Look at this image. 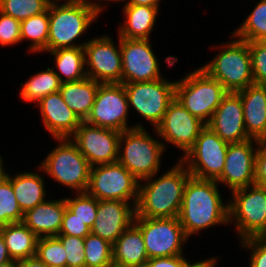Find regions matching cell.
Returning a JSON list of instances; mask_svg holds the SVG:
<instances>
[{"label":"cell","mask_w":266,"mask_h":267,"mask_svg":"<svg viewBox=\"0 0 266 267\" xmlns=\"http://www.w3.org/2000/svg\"><path fill=\"white\" fill-rule=\"evenodd\" d=\"M207 126L228 144L251 139L245 129L243 106L237 93L228 92Z\"/></svg>","instance_id":"obj_19"},{"label":"cell","mask_w":266,"mask_h":267,"mask_svg":"<svg viewBox=\"0 0 266 267\" xmlns=\"http://www.w3.org/2000/svg\"><path fill=\"white\" fill-rule=\"evenodd\" d=\"M159 2L160 0H129L125 5L152 6L159 8Z\"/></svg>","instance_id":"obj_47"},{"label":"cell","mask_w":266,"mask_h":267,"mask_svg":"<svg viewBox=\"0 0 266 267\" xmlns=\"http://www.w3.org/2000/svg\"><path fill=\"white\" fill-rule=\"evenodd\" d=\"M2 162H3V159L0 156V181L7 176V173L3 168V165H2L3 163Z\"/></svg>","instance_id":"obj_50"},{"label":"cell","mask_w":266,"mask_h":267,"mask_svg":"<svg viewBox=\"0 0 266 267\" xmlns=\"http://www.w3.org/2000/svg\"><path fill=\"white\" fill-rule=\"evenodd\" d=\"M159 8L152 6L124 5L126 21L119 27L118 37L127 39H149L155 25Z\"/></svg>","instance_id":"obj_26"},{"label":"cell","mask_w":266,"mask_h":267,"mask_svg":"<svg viewBox=\"0 0 266 267\" xmlns=\"http://www.w3.org/2000/svg\"><path fill=\"white\" fill-rule=\"evenodd\" d=\"M60 143L40 164L39 169L62 185L86 192L91 166L72 138H56Z\"/></svg>","instance_id":"obj_7"},{"label":"cell","mask_w":266,"mask_h":267,"mask_svg":"<svg viewBox=\"0 0 266 267\" xmlns=\"http://www.w3.org/2000/svg\"><path fill=\"white\" fill-rule=\"evenodd\" d=\"M110 36L86 41L84 45L85 65L90 67L86 75L101 84L122 83V57Z\"/></svg>","instance_id":"obj_15"},{"label":"cell","mask_w":266,"mask_h":267,"mask_svg":"<svg viewBox=\"0 0 266 267\" xmlns=\"http://www.w3.org/2000/svg\"><path fill=\"white\" fill-rule=\"evenodd\" d=\"M66 207L65 198L45 201L26 211L22 222L39 238L57 236Z\"/></svg>","instance_id":"obj_23"},{"label":"cell","mask_w":266,"mask_h":267,"mask_svg":"<svg viewBox=\"0 0 266 267\" xmlns=\"http://www.w3.org/2000/svg\"><path fill=\"white\" fill-rule=\"evenodd\" d=\"M51 0H0V11L20 22L44 13Z\"/></svg>","instance_id":"obj_34"},{"label":"cell","mask_w":266,"mask_h":267,"mask_svg":"<svg viewBox=\"0 0 266 267\" xmlns=\"http://www.w3.org/2000/svg\"><path fill=\"white\" fill-rule=\"evenodd\" d=\"M129 109L125 87L122 83L100 84L91 112L85 122L119 132L143 128L140 124L133 127L127 125Z\"/></svg>","instance_id":"obj_13"},{"label":"cell","mask_w":266,"mask_h":267,"mask_svg":"<svg viewBox=\"0 0 266 267\" xmlns=\"http://www.w3.org/2000/svg\"><path fill=\"white\" fill-rule=\"evenodd\" d=\"M56 237L65 248L66 267H85L84 238L71 235Z\"/></svg>","instance_id":"obj_38"},{"label":"cell","mask_w":266,"mask_h":267,"mask_svg":"<svg viewBox=\"0 0 266 267\" xmlns=\"http://www.w3.org/2000/svg\"><path fill=\"white\" fill-rule=\"evenodd\" d=\"M139 180L118 161L97 165L90 169L89 185L86 192L98 200H122L136 206Z\"/></svg>","instance_id":"obj_9"},{"label":"cell","mask_w":266,"mask_h":267,"mask_svg":"<svg viewBox=\"0 0 266 267\" xmlns=\"http://www.w3.org/2000/svg\"><path fill=\"white\" fill-rule=\"evenodd\" d=\"M122 200H98L97 216L91 233L100 236L112 245L133 223L135 207Z\"/></svg>","instance_id":"obj_20"},{"label":"cell","mask_w":266,"mask_h":267,"mask_svg":"<svg viewBox=\"0 0 266 267\" xmlns=\"http://www.w3.org/2000/svg\"><path fill=\"white\" fill-rule=\"evenodd\" d=\"M104 1H109V0H104ZM110 1H114L115 2V1H123V0H110Z\"/></svg>","instance_id":"obj_52"},{"label":"cell","mask_w":266,"mask_h":267,"mask_svg":"<svg viewBox=\"0 0 266 267\" xmlns=\"http://www.w3.org/2000/svg\"><path fill=\"white\" fill-rule=\"evenodd\" d=\"M49 37L48 9L39 15L32 16L21 21V41L30 39L32 41L29 51L44 52Z\"/></svg>","instance_id":"obj_31"},{"label":"cell","mask_w":266,"mask_h":267,"mask_svg":"<svg viewBox=\"0 0 266 267\" xmlns=\"http://www.w3.org/2000/svg\"><path fill=\"white\" fill-rule=\"evenodd\" d=\"M232 194L233 200L228 201L229 223L235 222L241 240L266 236V188L253 184Z\"/></svg>","instance_id":"obj_8"},{"label":"cell","mask_w":266,"mask_h":267,"mask_svg":"<svg viewBox=\"0 0 266 267\" xmlns=\"http://www.w3.org/2000/svg\"><path fill=\"white\" fill-rule=\"evenodd\" d=\"M175 82L160 78L153 81L123 84L128 107H132L154 128L163 120L170 103L175 99Z\"/></svg>","instance_id":"obj_11"},{"label":"cell","mask_w":266,"mask_h":267,"mask_svg":"<svg viewBox=\"0 0 266 267\" xmlns=\"http://www.w3.org/2000/svg\"><path fill=\"white\" fill-rule=\"evenodd\" d=\"M223 45L221 47H226L201 69L222 84L228 92L236 93L253 85L248 42L238 38Z\"/></svg>","instance_id":"obj_6"},{"label":"cell","mask_w":266,"mask_h":267,"mask_svg":"<svg viewBox=\"0 0 266 267\" xmlns=\"http://www.w3.org/2000/svg\"><path fill=\"white\" fill-rule=\"evenodd\" d=\"M0 267H18V261L17 260H11V261L6 262L4 264H0Z\"/></svg>","instance_id":"obj_49"},{"label":"cell","mask_w":266,"mask_h":267,"mask_svg":"<svg viewBox=\"0 0 266 267\" xmlns=\"http://www.w3.org/2000/svg\"><path fill=\"white\" fill-rule=\"evenodd\" d=\"M85 267H113L112 244L90 233L84 238Z\"/></svg>","instance_id":"obj_33"},{"label":"cell","mask_w":266,"mask_h":267,"mask_svg":"<svg viewBox=\"0 0 266 267\" xmlns=\"http://www.w3.org/2000/svg\"><path fill=\"white\" fill-rule=\"evenodd\" d=\"M216 258H208L207 260H202L195 263H189L186 267H215L216 265Z\"/></svg>","instance_id":"obj_48"},{"label":"cell","mask_w":266,"mask_h":267,"mask_svg":"<svg viewBox=\"0 0 266 267\" xmlns=\"http://www.w3.org/2000/svg\"><path fill=\"white\" fill-rule=\"evenodd\" d=\"M254 84L266 85V47L260 41L248 42Z\"/></svg>","instance_id":"obj_39"},{"label":"cell","mask_w":266,"mask_h":267,"mask_svg":"<svg viewBox=\"0 0 266 267\" xmlns=\"http://www.w3.org/2000/svg\"><path fill=\"white\" fill-rule=\"evenodd\" d=\"M266 36V0H260L232 37L246 42L260 41Z\"/></svg>","instance_id":"obj_32"},{"label":"cell","mask_w":266,"mask_h":267,"mask_svg":"<svg viewBox=\"0 0 266 267\" xmlns=\"http://www.w3.org/2000/svg\"><path fill=\"white\" fill-rule=\"evenodd\" d=\"M36 256L47 267H66L65 248L56 236L40 237L37 241Z\"/></svg>","instance_id":"obj_36"},{"label":"cell","mask_w":266,"mask_h":267,"mask_svg":"<svg viewBox=\"0 0 266 267\" xmlns=\"http://www.w3.org/2000/svg\"><path fill=\"white\" fill-rule=\"evenodd\" d=\"M260 141L249 139L240 143L228 145L225 164L221 176L216 182L227 184L231 191L254 184V160L257 147H252Z\"/></svg>","instance_id":"obj_18"},{"label":"cell","mask_w":266,"mask_h":267,"mask_svg":"<svg viewBox=\"0 0 266 267\" xmlns=\"http://www.w3.org/2000/svg\"><path fill=\"white\" fill-rule=\"evenodd\" d=\"M180 80L175 83V98L207 125L228 91L201 68Z\"/></svg>","instance_id":"obj_4"},{"label":"cell","mask_w":266,"mask_h":267,"mask_svg":"<svg viewBox=\"0 0 266 267\" xmlns=\"http://www.w3.org/2000/svg\"><path fill=\"white\" fill-rule=\"evenodd\" d=\"M113 266L144 267L149 260L141 230L132 223L112 245Z\"/></svg>","instance_id":"obj_24"},{"label":"cell","mask_w":266,"mask_h":267,"mask_svg":"<svg viewBox=\"0 0 266 267\" xmlns=\"http://www.w3.org/2000/svg\"><path fill=\"white\" fill-rule=\"evenodd\" d=\"M7 251L12 260H22L36 255L39 239L23 222L0 226Z\"/></svg>","instance_id":"obj_28"},{"label":"cell","mask_w":266,"mask_h":267,"mask_svg":"<svg viewBox=\"0 0 266 267\" xmlns=\"http://www.w3.org/2000/svg\"><path fill=\"white\" fill-rule=\"evenodd\" d=\"M123 144L125 146L121 148ZM118 149V162L139 181H143L159 172L165 145L152 138L143 127L121 132Z\"/></svg>","instance_id":"obj_5"},{"label":"cell","mask_w":266,"mask_h":267,"mask_svg":"<svg viewBox=\"0 0 266 267\" xmlns=\"http://www.w3.org/2000/svg\"><path fill=\"white\" fill-rule=\"evenodd\" d=\"M228 145L206 125L180 160L191 176L216 181L223 172Z\"/></svg>","instance_id":"obj_10"},{"label":"cell","mask_w":266,"mask_h":267,"mask_svg":"<svg viewBox=\"0 0 266 267\" xmlns=\"http://www.w3.org/2000/svg\"><path fill=\"white\" fill-rule=\"evenodd\" d=\"M55 57L58 71L56 75L62 83L83 80L87 77L85 69L84 47L58 49L50 52ZM64 76L63 79L61 76Z\"/></svg>","instance_id":"obj_29"},{"label":"cell","mask_w":266,"mask_h":267,"mask_svg":"<svg viewBox=\"0 0 266 267\" xmlns=\"http://www.w3.org/2000/svg\"><path fill=\"white\" fill-rule=\"evenodd\" d=\"M178 220L187 238L210 226L228 224V204H223L218 183L190 176L184 188Z\"/></svg>","instance_id":"obj_1"},{"label":"cell","mask_w":266,"mask_h":267,"mask_svg":"<svg viewBox=\"0 0 266 267\" xmlns=\"http://www.w3.org/2000/svg\"><path fill=\"white\" fill-rule=\"evenodd\" d=\"M21 41V22L0 11V44L14 45Z\"/></svg>","instance_id":"obj_40"},{"label":"cell","mask_w":266,"mask_h":267,"mask_svg":"<svg viewBox=\"0 0 266 267\" xmlns=\"http://www.w3.org/2000/svg\"><path fill=\"white\" fill-rule=\"evenodd\" d=\"M100 84L86 77L83 80L62 83L59 92L67 106L81 121H85L91 112Z\"/></svg>","instance_id":"obj_25"},{"label":"cell","mask_w":266,"mask_h":267,"mask_svg":"<svg viewBox=\"0 0 266 267\" xmlns=\"http://www.w3.org/2000/svg\"><path fill=\"white\" fill-rule=\"evenodd\" d=\"M20 91V97L27 102L38 103L43 97L51 93L58 92L62 82L56 75L54 68L47 67L46 71H41L29 78Z\"/></svg>","instance_id":"obj_30"},{"label":"cell","mask_w":266,"mask_h":267,"mask_svg":"<svg viewBox=\"0 0 266 267\" xmlns=\"http://www.w3.org/2000/svg\"><path fill=\"white\" fill-rule=\"evenodd\" d=\"M11 257L9 256V253L7 251V246L5 244V241L0 234V264H4L6 262L11 261Z\"/></svg>","instance_id":"obj_46"},{"label":"cell","mask_w":266,"mask_h":267,"mask_svg":"<svg viewBox=\"0 0 266 267\" xmlns=\"http://www.w3.org/2000/svg\"><path fill=\"white\" fill-rule=\"evenodd\" d=\"M90 233L91 228L66 207L62 226L58 235H71L85 238Z\"/></svg>","instance_id":"obj_41"},{"label":"cell","mask_w":266,"mask_h":267,"mask_svg":"<svg viewBox=\"0 0 266 267\" xmlns=\"http://www.w3.org/2000/svg\"><path fill=\"white\" fill-rule=\"evenodd\" d=\"M242 102L247 135L260 142L266 141V85L253 84L236 92Z\"/></svg>","instance_id":"obj_22"},{"label":"cell","mask_w":266,"mask_h":267,"mask_svg":"<svg viewBox=\"0 0 266 267\" xmlns=\"http://www.w3.org/2000/svg\"><path fill=\"white\" fill-rule=\"evenodd\" d=\"M76 198H65L67 208L72 211L77 218L92 228L97 216L98 199L87 192H77Z\"/></svg>","instance_id":"obj_37"},{"label":"cell","mask_w":266,"mask_h":267,"mask_svg":"<svg viewBox=\"0 0 266 267\" xmlns=\"http://www.w3.org/2000/svg\"><path fill=\"white\" fill-rule=\"evenodd\" d=\"M254 160V184L266 188V141L257 144Z\"/></svg>","instance_id":"obj_43"},{"label":"cell","mask_w":266,"mask_h":267,"mask_svg":"<svg viewBox=\"0 0 266 267\" xmlns=\"http://www.w3.org/2000/svg\"><path fill=\"white\" fill-rule=\"evenodd\" d=\"M243 249L251 248L249 267H266V236H256L241 240Z\"/></svg>","instance_id":"obj_42"},{"label":"cell","mask_w":266,"mask_h":267,"mask_svg":"<svg viewBox=\"0 0 266 267\" xmlns=\"http://www.w3.org/2000/svg\"><path fill=\"white\" fill-rule=\"evenodd\" d=\"M204 122L193 116L175 98L168 106L162 122L155 128L156 133L167 143L183 150L185 155L195 144Z\"/></svg>","instance_id":"obj_17"},{"label":"cell","mask_w":266,"mask_h":267,"mask_svg":"<svg viewBox=\"0 0 266 267\" xmlns=\"http://www.w3.org/2000/svg\"><path fill=\"white\" fill-rule=\"evenodd\" d=\"M18 267H47L36 255L18 261Z\"/></svg>","instance_id":"obj_45"},{"label":"cell","mask_w":266,"mask_h":267,"mask_svg":"<svg viewBox=\"0 0 266 267\" xmlns=\"http://www.w3.org/2000/svg\"><path fill=\"white\" fill-rule=\"evenodd\" d=\"M190 262L184 255L156 257L149 259L144 267H186Z\"/></svg>","instance_id":"obj_44"},{"label":"cell","mask_w":266,"mask_h":267,"mask_svg":"<svg viewBox=\"0 0 266 267\" xmlns=\"http://www.w3.org/2000/svg\"><path fill=\"white\" fill-rule=\"evenodd\" d=\"M43 124L56 138H71L82 122L64 102L60 92L43 97L38 102Z\"/></svg>","instance_id":"obj_21"},{"label":"cell","mask_w":266,"mask_h":267,"mask_svg":"<svg viewBox=\"0 0 266 267\" xmlns=\"http://www.w3.org/2000/svg\"><path fill=\"white\" fill-rule=\"evenodd\" d=\"M190 176L187 167L179 159L178 164L162 176L155 180L152 179L153 177L144 179L147 183L139 184L135 217H178L184 188Z\"/></svg>","instance_id":"obj_2"},{"label":"cell","mask_w":266,"mask_h":267,"mask_svg":"<svg viewBox=\"0 0 266 267\" xmlns=\"http://www.w3.org/2000/svg\"><path fill=\"white\" fill-rule=\"evenodd\" d=\"M149 39L119 38L122 57V84L162 78Z\"/></svg>","instance_id":"obj_16"},{"label":"cell","mask_w":266,"mask_h":267,"mask_svg":"<svg viewBox=\"0 0 266 267\" xmlns=\"http://www.w3.org/2000/svg\"><path fill=\"white\" fill-rule=\"evenodd\" d=\"M260 42L266 47V36L261 39Z\"/></svg>","instance_id":"obj_51"},{"label":"cell","mask_w":266,"mask_h":267,"mask_svg":"<svg viewBox=\"0 0 266 267\" xmlns=\"http://www.w3.org/2000/svg\"><path fill=\"white\" fill-rule=\"evenodd\" d=\"M6 177L12 184L16 200L23 213L46 201L45 184L39 173H17L12 178L7 174Z\"/></svg>","instance_id":"obj_27"},{"label":"cell","mask_w":266,"mask_h":267,"mask_svg":"<svg viewBox=\"0 0 266 267\" xmlns=\"http://www.w3.org/2000/svg\"><path fill=\"white\" fill-rule=\"evenodd\" d=\"M120 135L119 131L82 121L72 135L74 138L72 141L93 167L118 161Z\"/></svg>","instance_id":"obj_14"},{"label":"cell","mask_w":266,"mask_h":267,"mask_svg":"<svg viewBox=\"0 0 266 267\" xmlns=\"http://www.w3.org/2000/svg\"><path fill=\"white\" fill-rule=\"evenodd\" d=\"M22 212L10 180L5 177L0 181V226L22 222Z\"/></svg>","instance_id":"obj_35"},{"label":"cell","mask_w":266,"mask_h":267,"mask_svg":"<svg viewBox=\"0 0 266 267\" xmlns=\"http://www.w3.org/2000/svg\"><path fill=\"white\" fill-rule=\"evenodd\" d=\"M133 223L141 230L149 259L183 255L182 244L188 238L178 217H134Z\"/></svg>","instance_id":"obj_12"},{"label":"cell","mask_w":266,"mask_h":267,"mask_svg":"<svg viewBox=\"0 0 266 267\" xmlns=\"http://www.w3.org/2000/svg\"><path fill=\"white\" fill-rule=\"evenodd\" d=\"M56 2L51 0L48 6L49 37L46 51L84 47L85 42L75 44L74 41L88 30L103 6L90 0H67L61 5Z\"/></svg>","instance_id":"obj_3"}]
</instances>
